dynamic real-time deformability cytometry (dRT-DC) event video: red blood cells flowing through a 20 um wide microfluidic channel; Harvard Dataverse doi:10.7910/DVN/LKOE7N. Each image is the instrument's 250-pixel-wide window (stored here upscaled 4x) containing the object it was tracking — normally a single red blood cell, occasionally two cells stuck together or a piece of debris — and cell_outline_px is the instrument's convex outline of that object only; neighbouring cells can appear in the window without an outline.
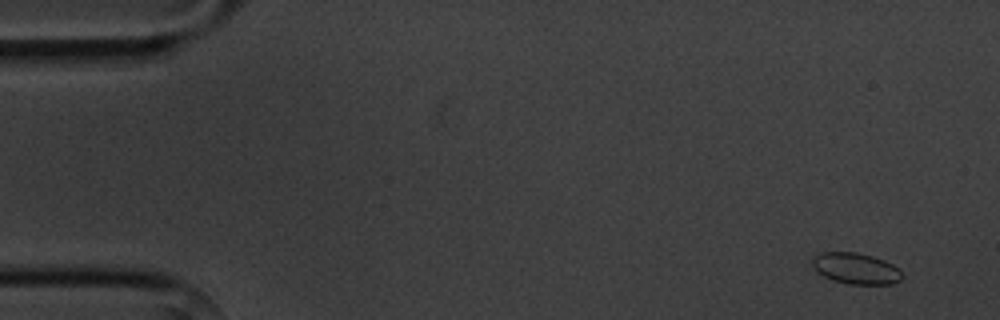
{"species": "common noctule bat (a hibernating species)", "species_latin": "Nyctalus noctula", "temperature_condition": "cold", "stored_images_in_passage": 15, "segment_of_instrument_passage": [1, 2], "camera_frame_rate_fps": 3000, "um_per_image_px": 0.085, "animal": {"sex": "male", "body_mass_g": 20.1, "forearm_length_mm": 53.5}, "frame": {"image": 1, "passage_image": 1, "time_ms": 0.0, "image_size_px": [1000, 320], "cell_outline_px": [[904, 276], [900, 280], [892, 284], [848, 284], [832, 280], [816, 272], [812, 268], [812, 256], [820, 252], [856, 252], [872, 256], [884, 260], [892, 264]], "centroid_in_image_um": [72.69, 22.82], "position_along_channel_um": 12.3, "area_um2": 16.42}}
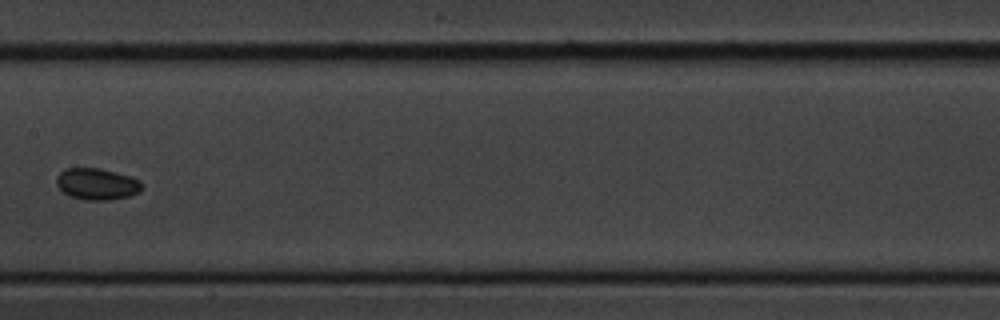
{"frame": {"image": 2, "passage_image": 7, "time_ms": 8.333, "image_size_px": [1000, 320], "cell_outline_px": [[144, 184], [140, 192], [128, 196], [108, 200], [84, 200], [68, 196], [56, 184], [56, 176], [64, 168], [100, 168], [132, 176], [140, 180]], "centroid_in_image_um": [8.25, 15.63], "position_along_channel_um": 199.1, "area_um2": 15.95}}
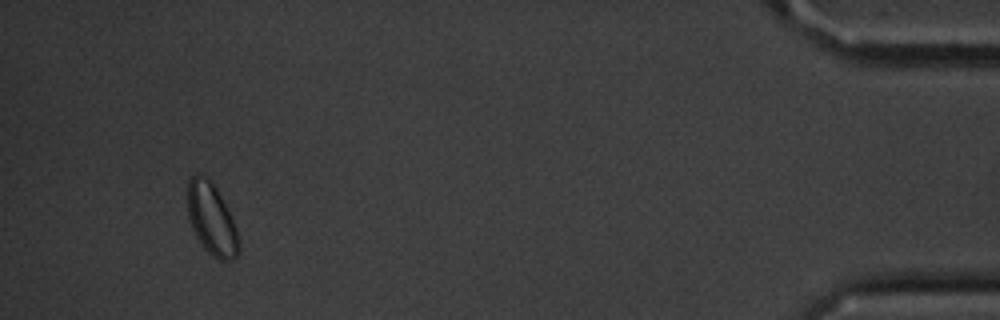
{"frame": {"image": 3, "passage_image": 13, "time_ms": 16.333, "image_size_px": [1000, 320], "cell_outline_px": [[240, 252], [232, 260], [220, 260], [212, 256], [200, 244], [192, 228], [188, 216], [188, 180], [192, 176], [204, 176], [216, 188], [236, 228], [240, 240]], "centroid_in_image_um": [17.99, 18.7], "position_along_channel_um": 417.2, "area_um2": 20.98}}